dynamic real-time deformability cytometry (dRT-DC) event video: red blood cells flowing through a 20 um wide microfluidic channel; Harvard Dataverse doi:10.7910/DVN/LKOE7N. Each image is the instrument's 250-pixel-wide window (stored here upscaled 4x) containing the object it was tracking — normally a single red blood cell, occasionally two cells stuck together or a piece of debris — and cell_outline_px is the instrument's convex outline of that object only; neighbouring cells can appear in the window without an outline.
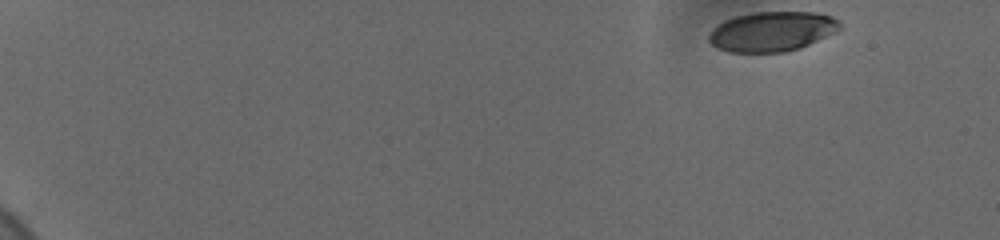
{"species": "human", "species_latin": "Homo sapiens", "temperature_condition": "cold", "stored_images_in_passage": 12, "camera_frame_rate_fps": 3000, "um_per_image_px": 0.085, "donor": {"sex": "female"}, "frame": {"image": 1, "passage_image": 1, "time_ms": 0.0, "image_size_px": [1000, 240], "cell_outline_px": [[840, 28], [836, 32], [800, 48], [788, 52], [728, 52], [716, 48], [708, 40], [708, 36], [724, 20], [736, 16], [756, 12], [816, 12], [832, 16], [840, 20]], "centroid_in_image_um": [65.66, 2.68], "position_along_channel_um": 19.3, "area_um2": 30.35}}
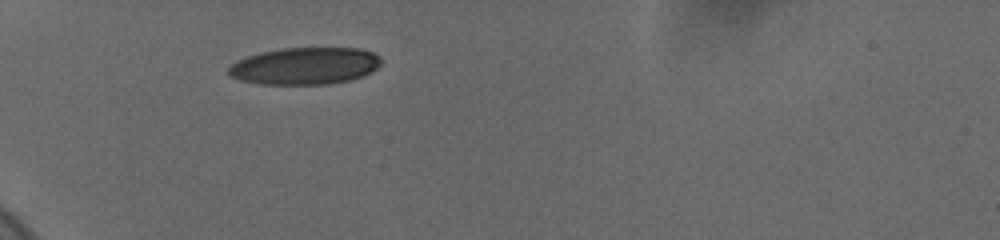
{"frame": {"image": 2, "passage_image": 9, "time_ms": 5.0, "image_size_px": [1000, 240], "cell_outline_px": [[380, 64], [372, 72], [364, 76], [332, 84], [260, 84], [240, 80], [232, 76], [228, 72], [228, 68], [236, 60], [248, 56], [280, 48], [360, 48], [372, 52], [380, 56]], "centroid_in_image_um": [25.94, 5.61], "position_along_channel_um": 59.1, "area_um2": 32.95}}
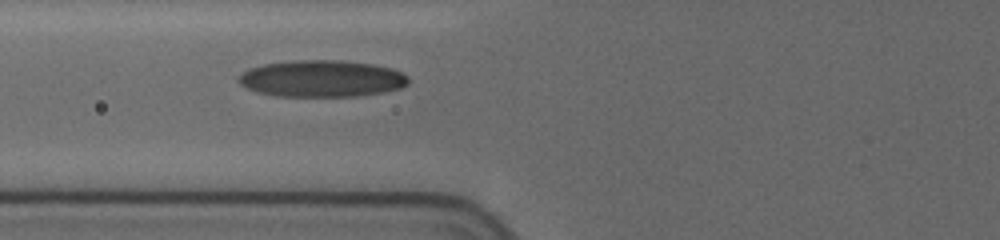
{"frame": {"image": 3, "passage_image": 12, "time_ms": 6.667, "image_size_px": [1000, 240], "cell_outline_px": [[408, 84], [400, 88], [380, 92], [356, 96], [276, 96], [256, 92], [240, 84], [236, 80], [248, 68], [264, 64], [292, 60], [340, 60], [372, 64], [392, 68], [408, 76]], "centroid_in_image_um": [27.32, 6.67], "position_along_channel_um": 98.5, "area_um2": 36.3}}